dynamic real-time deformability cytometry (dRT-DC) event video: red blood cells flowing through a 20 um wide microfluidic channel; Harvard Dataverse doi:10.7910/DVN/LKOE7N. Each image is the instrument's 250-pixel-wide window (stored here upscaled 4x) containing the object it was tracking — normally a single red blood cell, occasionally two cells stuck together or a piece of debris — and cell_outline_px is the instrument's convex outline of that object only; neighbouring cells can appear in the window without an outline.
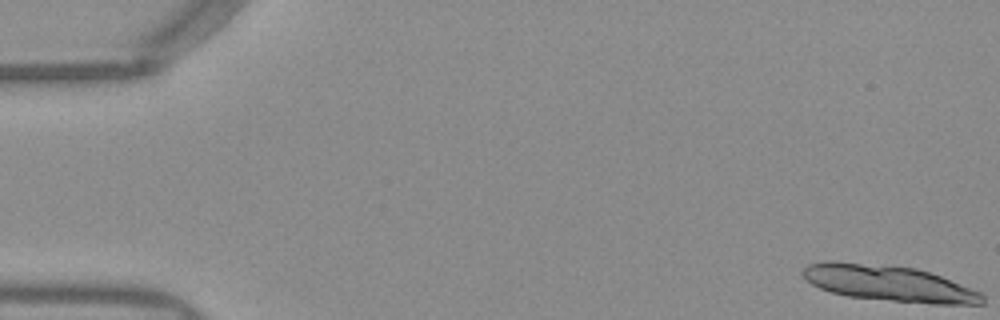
{"species": "Egyptian fruit bat (a non-hibernating species)", "species_latin": "Rousettus aegyptiacus", "temperature_condition": "warm", "stored_images_in_passage": 14, "camera_frame_rate_fps": 3000, "um_per_image_px": 0.085, "frame": {"image": 1, "passage_image": 1, "time_ms": 0.0, "image_size_px": [1000, 320], "cell_outline_px": [[984, 304], [932, 304], [848, 296], [832, 292], [820, 288], [812, 284], [800, 272], [808, 264], [824, 260], [832, 260], [916, 268], [940, 276], [980, 292], [984, 296]], "centroid_in_image_um": [75.52, 24.07], "position_along_channel_um": 9.5, "area_um2": 37.28}}